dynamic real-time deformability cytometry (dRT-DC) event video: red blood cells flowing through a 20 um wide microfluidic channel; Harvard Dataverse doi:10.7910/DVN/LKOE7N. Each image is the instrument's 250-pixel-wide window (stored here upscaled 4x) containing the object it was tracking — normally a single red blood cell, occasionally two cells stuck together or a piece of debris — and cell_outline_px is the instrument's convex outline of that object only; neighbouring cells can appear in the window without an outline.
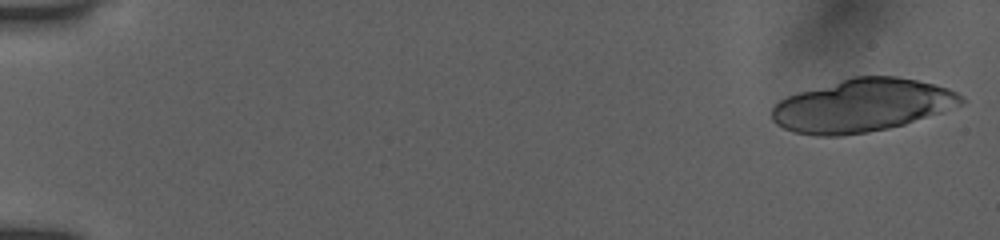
{"species": "human", "species_latin": "Homo sapiens", "temperature_condition": "room temperature", "stored_images_in_passage": 21, "camera_frame_rate_fps": 3000, "um_per_image_px": 0.085, "donor": {"sex": "female"}, "frame": {"image": 1, "passage_image": 1, "time_ms": 0.0, "image_size_px": [1000, 240], "cell_outline_px": [[964, 104], [904, 124], [888, 128], [868, 132], [840, 136], [816, 136], [796, 132], [784, 128], [776, 124], [772, 120], [772, 108], [780, 100], [788, 96], [800, 92], [852, 76], [896, 76], [916, 80], [948, 88], [964, 96]], "centroid_in_image_um": [73.29, 8.96], "position_along_channel_um": 11.7, "area_um2": 58.03}}